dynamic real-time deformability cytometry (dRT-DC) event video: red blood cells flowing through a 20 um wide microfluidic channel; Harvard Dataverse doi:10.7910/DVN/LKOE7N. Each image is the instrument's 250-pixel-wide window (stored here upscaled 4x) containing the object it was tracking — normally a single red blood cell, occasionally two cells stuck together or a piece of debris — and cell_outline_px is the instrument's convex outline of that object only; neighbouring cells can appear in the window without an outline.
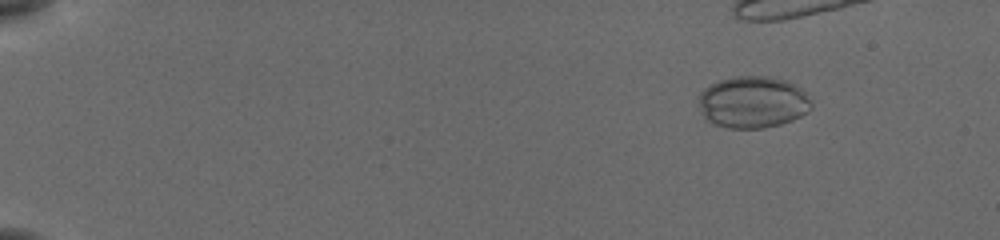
{"species": "common noctule bat (a hibernating species)", "species_latin": "Nyctalus noctula", "temperature_condition": "cold", "stored_images_in_passage": 39, "camera_frame_rate_fps": 3000, "um_per_image_px": 0.085, "animal": {"sex": "female", "body_mass_g": 19.5, "forearm_length_mm": 54.1}, "frame": {"image": 1, "passage_image": 1, "time_ms": 0.0, "image_size_px": [1000, 240], "cell_outline_px": [[812, 108], [808, 112], [792, 120], [780, 124], [764, 128], [728, 128], [712, 124], [704, 120], [700, 108], [700, 92], [704, 88], [720, 80], [740, 76], [760, 76], [780, 80], [792, 84], [800, 88], [804, 92], [812, 104]], "centroid_in_image_um": [63.96, 8.71], "position_along_channel_um": 21.0, "area_um2": 33.76}}
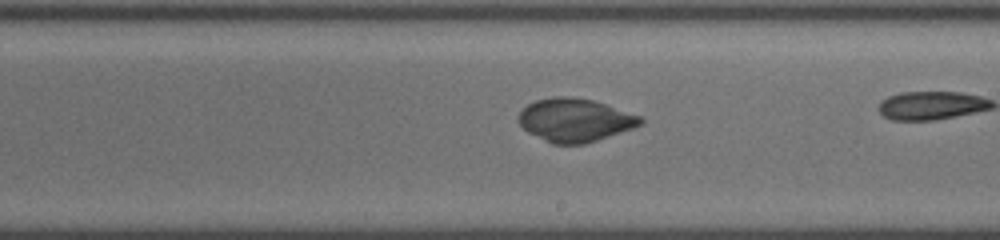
{"frame": {"image": 2, "passage_image": 28, "time_ms": 9.0, "image_size_px": [1000, 240], "cell_outline_px": [[644, 120], [640, 124], [632, 128], [584, 144], [552, 144], [528, 132], [520, 124], [520, 112], [528, 104], [536, 100], [552, 96], [572, 96], [592, 100], [640, 116]], "centroid_in_image_um": [48.84, 10.2], "position_along_channel_um": 240.2, "area_um2": 30.23}}
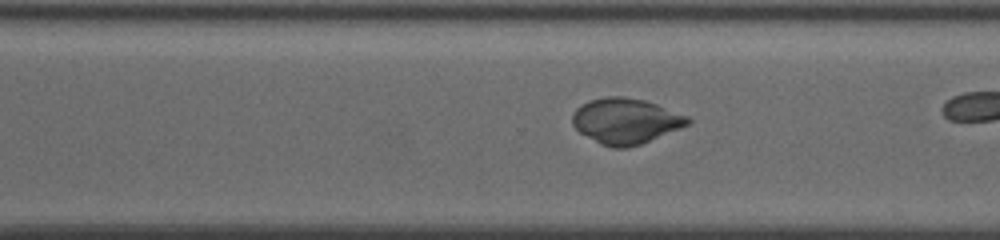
{"frame": {"image": 3, "passage_image": 34, "time_ms": 11.0, "image_size_px": [1000, 240], "cell_outline_px": [[692, 120], [688, 124], [640, 144], [628, 148], [612, 148], [600, 144], [580, 132], [572, 124], [572, 116], [576, 108], [588, 100], [608, 96], [620, 96], [644, 100], [656, 104], [688, 116]], "centroid_in_image_um": [53.14, 10.28], "position_along_channel_um": 317.5, "area_um2": 30.35}}